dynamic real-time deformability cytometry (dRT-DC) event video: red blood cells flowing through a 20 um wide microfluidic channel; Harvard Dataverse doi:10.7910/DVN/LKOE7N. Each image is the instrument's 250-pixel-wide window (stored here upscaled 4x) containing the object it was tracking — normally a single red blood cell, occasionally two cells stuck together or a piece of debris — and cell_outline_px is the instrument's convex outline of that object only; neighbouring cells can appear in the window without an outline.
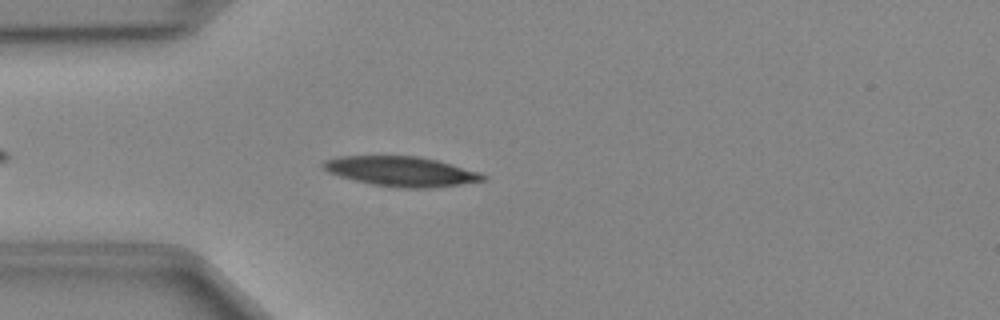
{"species": "Egyptian fruit bat (a non-hibernating species)", "species_latin": "Rousettus aegyptiacus", "temperature_condition": "cold", "stored_images_in_passage": 34, "camera_frame_rate_fps": 3000, "um_per_image_px": 0.085, "animal": {"sex": "female"}, "frame": {"image": 1, "passage_image": 5, "time_ms": 1.333, "image_size_px": [1000, 320], "cell_outline_px": [[488, 180], [432, 188], [400, 188], [372, 184], [340, 176], [328, 172], [320, 164], [324, 160], [336, 156], [420, 156], [436, 160], [480, 172], [488, 176]], "centroid_in_image_um": [34.12, 14.56], "position_along_channel_um": 50.9, "area_um2": 27.8}}
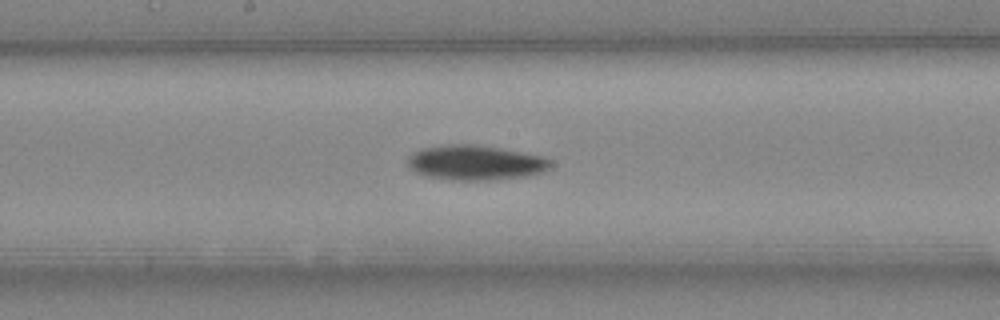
{"frame": {"image": 2, "passage_image": 17, "time_ms": 5.333, "image_size_px": [1000, 320], "cell_outline_px": [[552, 168], [544, 172], [528, 176], [492, 180], [452, 180], [428, 176], [416, 172], [408, 168], [408, 156], [424, 148], [448, 144], [476, 144], [500, 148], [544, 156], [552, 160]], "centroid_in_image_um": [40.48, 13.83], "position_along_channel_um": 207.7, "area_um2": 29.25}}
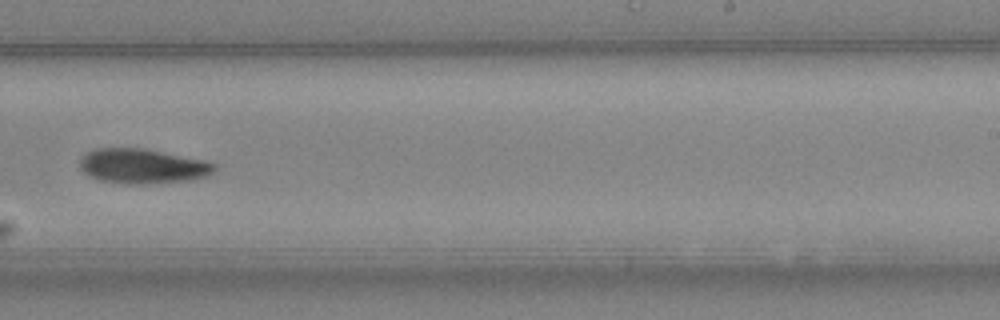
{"frame": {"image": 3, "passage_image": 22, "time_ms": 7.0, "image_size_px": [1000, 320], "cell_outline_px": [[216, 168], [208, 176], [192, 180], [144, 184], [124, 184], [100, 180], [88, 176], [80, 168], [80, 160], [88, 152], [96, 148], [144, 148], [204, 160], [216, 164]], "centroid_in_image_um": [12.12, 14.13], "position_along_channel_um": 276.9, "area_um2": 27.34}}